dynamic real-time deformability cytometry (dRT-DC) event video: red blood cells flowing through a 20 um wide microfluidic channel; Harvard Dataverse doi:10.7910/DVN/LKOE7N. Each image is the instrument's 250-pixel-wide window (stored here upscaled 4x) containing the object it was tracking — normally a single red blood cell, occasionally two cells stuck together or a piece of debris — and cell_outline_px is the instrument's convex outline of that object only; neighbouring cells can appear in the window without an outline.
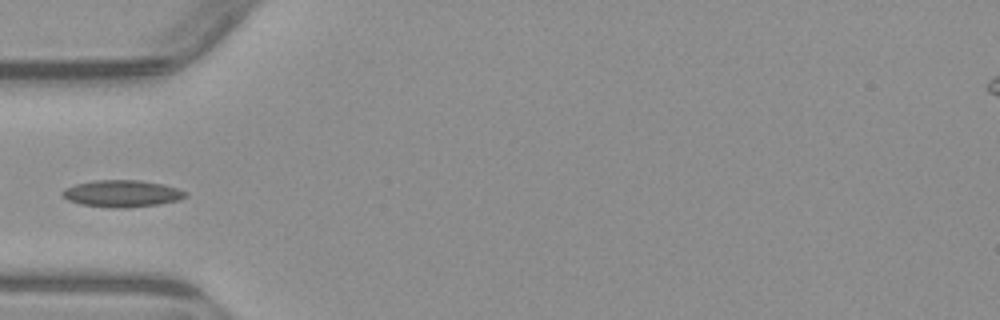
{"species": "common noctule bat (a hibernating species)", "species_latin": "Nyctalus noctula", "temperature_condition": "warm", "stored_images_in_passage": 4, "camera_frame_rate_fps": 3000, "um_per_image_px": 0.085, "animal": {"sex": "male", "body_mass_g": 23.1, "forearm_length_mm": 52.7}, "frame": {"image": 1, "passage_image": 3, "time_ms": 3.333, "image_size_px": [1000, 320], "cell_outline_px": [[188, 196], [180, 200], [160, 204], [128, 208], [112, 208], [80, 204], [68, 200], [60, 192], [64, 188], [76, 184], [96, 180], [140, 180], [164, 184], [188, 192]], "centroid_in_image_um": [10.4, 16.46], "position_along_channel_um": 74.6, "area_um2": 19.48}}
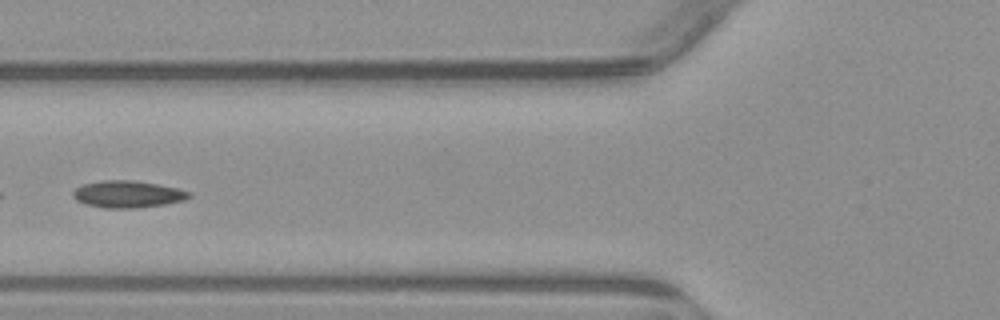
{"frame": {"image": 2, "passage_image": 4, "time_ms": 4.333, "image_size_px": [1000, 320], "cell_outline_px": [[192, 196], [184, 200], [164, 204], [136, 208], [104, 208], [88, 204], [76, 200], [72, 196], [72, 192], [76, 188], [84, 184], [100, 180], [136, 180], [176, 188], [192, 192]], "centroid_in_image_um": [10.85, 16.5], "position_along_channel_um": 114.9, "area_um2": 18.21}}